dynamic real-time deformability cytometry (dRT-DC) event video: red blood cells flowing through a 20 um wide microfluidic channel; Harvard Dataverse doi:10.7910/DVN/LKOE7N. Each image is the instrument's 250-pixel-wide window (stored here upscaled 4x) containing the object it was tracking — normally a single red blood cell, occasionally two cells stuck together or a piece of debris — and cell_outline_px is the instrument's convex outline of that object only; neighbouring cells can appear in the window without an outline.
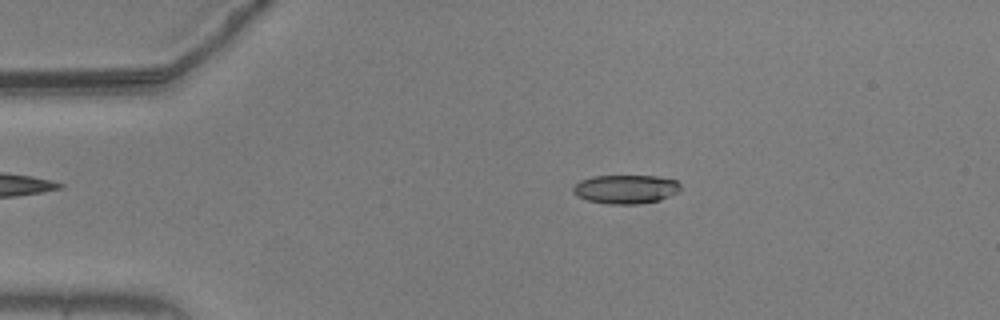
{"species": "common noctule bat (a hibernating species)", "species_latin": "Nyctalus noctula", "temperature_condition": "warm", "stored_images_in_passage": 27, "camera_frame_rate_fps": 3000, "um_per_image_px": 0.085, "animal": {"sex": "male", "body_mass_g": 20.5, "forearm_length_mm": 52.5}, "frame": {"image": 1, "passage_image": 11, "time_ms": 3.333, "image_size_px": [1000, 320], "cell_outline_px": [[680, 192], [660, 200], [640, 204], [608, 204], [588, 200], [576, 196], [572, 192], [572, 188], [580, 180], [592, 176], [656, 176], [676, 180], [680, 184]], "centroid_in_image_um": [53.19, 16.08], "position_along_channel_um": 31.8, "area_um2": 18.21}}
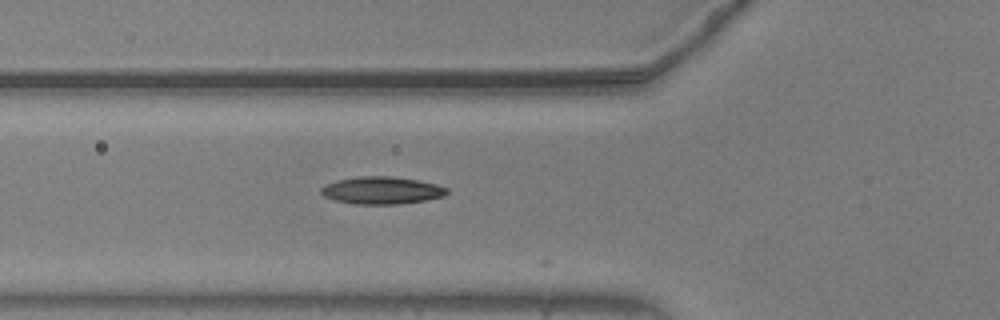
{"frame": {"image": 2, "passage_image": 20, "time_ms": 6.333, "image_size_px": [1000, 320], "cell_outline_px": [[448, 192], [444, 196], [424, 200], [396, 204], [356, 204], [336, 200], [324, 196], [320, 192], [320, 188], [324, 184], [336, 180], [360, 176], [392, 176], [416, 180], [436, 184], [448, 188]], "centroid_in_image_um": [32.42, 16.17], "position_along_channel_um": 93.4, "area_um2": 20.0}}
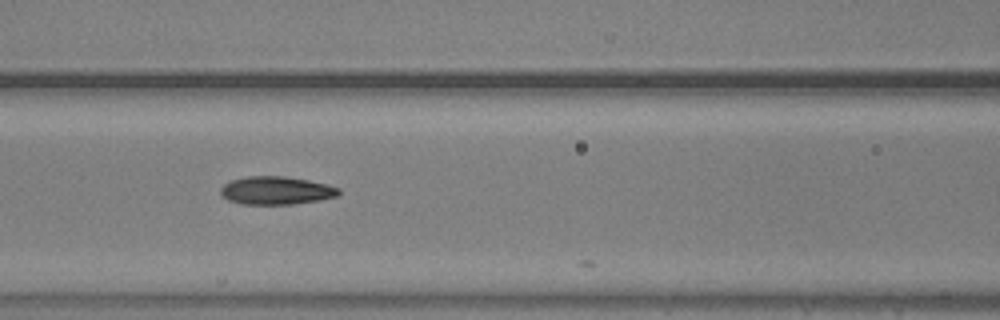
{"frame": {"image": 3, "passage_image": 24, "time_ms": 7.667, "image_size_px": [1000, 320], "cell_outline_px": [[340, 192], [336, 196], [320, 200], [292, 204], [240, 204], [228, 200], [220, 196], [220, 188], [224, 184], [232, 180], [248, 176], [284, 176], [308, 180], [340, 188]], "centroid_in_image_um": [23.43, 16.2], "position_along_channel_um": 143.2, "area_um2": 19.31}}